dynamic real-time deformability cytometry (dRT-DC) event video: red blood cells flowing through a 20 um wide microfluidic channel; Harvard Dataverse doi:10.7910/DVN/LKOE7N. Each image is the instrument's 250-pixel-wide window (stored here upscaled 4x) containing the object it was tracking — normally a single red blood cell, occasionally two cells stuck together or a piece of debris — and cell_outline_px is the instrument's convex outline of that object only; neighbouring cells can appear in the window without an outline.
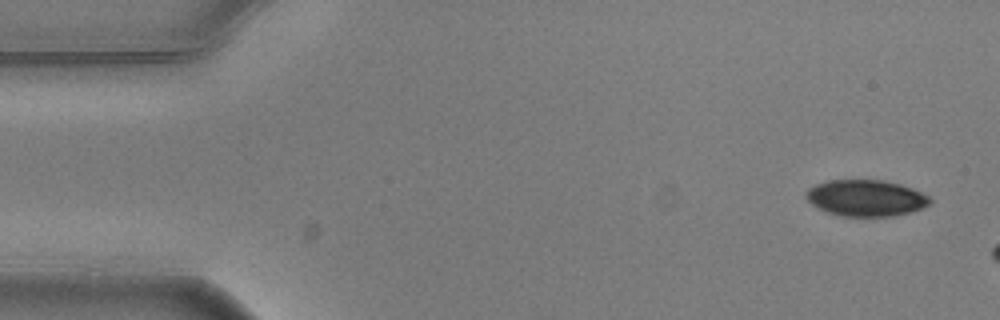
{"species": "common noctule bat (a hibernating species)", "species_latin": "Nyctalus noctula", "temperature_condition": "warm", "stored_images_in_passage": 3, "camera_frame_rate_fps": 3000, "um_per_image_px": 0.085, "animal": {"sex": "male", "body_mass_g": 20.5, "forearm_length_mm": 52.5}, "frame": {"image": 1, "passage_image": 1, "time_ms": 0.0, "image_size_px": [1000, 320], "cell_outline_px": [[932, 204], [924, 208], [912, 212], [892, 216], [844, 216], [828, 212], [812, 204], [804, 196], [804, 192], [808, 188], [816, 184], [828, 180], [884, 180], [900, 184], [912, 188], [928, 196], [932, 200]], "centroid_in_image_um": [73.62, 16.83], "position_along_channel_um": 11.4, "area_um2": 26.36}}